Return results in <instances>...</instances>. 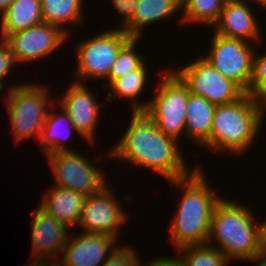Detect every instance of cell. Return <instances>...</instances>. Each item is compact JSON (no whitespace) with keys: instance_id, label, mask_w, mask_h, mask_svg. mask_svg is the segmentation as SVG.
I'll return each instance as SVG.
<instances>
[{"instance_id":"20","label":"cell","mask_w":266,"mask_h":266,"mask_svg":"<svg viewBox=\"0 0 266 266\" xmlns=\"http://www.w3.org/2000/svg\"><path fill=\"white\" fill-rule=\"evenodd\" d=\"M2 16V17H1ZM1 39L43 23L41 0H16L0 15Z\"/></svg>"},{"instance_id":"22","label":"cell","mask_w":266,"mask_h":266,"mask_svg":"<svg viewBox=\"0 0 266 266\" xmlns=\"http://www.w3.org/2000/svg\"><path fill=\"white\" fill-rule=\"evenodd\" d=\"M147 64L144 62L138 69L130 71L126 75L115 79L109 87L113 92L107 93V101L113 102L116 97L127 98L132 100L131 112H144L149 104L148 100L145 102H138L139 95L145 90V83H147L148 71ZM114 96H113V95ZM147 101V102H146Z\"/></svg>"},{"instance_id":"15","label":"cell","mask_w":266,"mask_h":266,"mask_svg":"<svg viewBox=\"0 0 266 266\" xmlns=\"http://www.w3.org/2000/svg\"><path fill=\"white\" fill-rule=\"evenodd\" d=\"M68 232L66 225L39 206L33 215L31 232L33 255L31 258L43 260L49 264H56L57 261L52 258L62 253L69 237Z\"/></svg>"},{"instance_id":"3","label":"cell","mask_w":266,"mask_h":266,"mask_svg":"<svg viewBox=\"0 0 266 266\" xmlns=\"http://www.w3.org/2000/svg\"><path fill=\"white\" fill-rule=\"evenodd\" d=\"M254 216L251 207L222 198L214 208L207 243L215 239L219 245L214 247L230 262L260 257V224Z\"/></svg>"},{"instance_id":"37","label":"cell","mask_w":266,"mask_h":266,"mask_svg":"<svg viewBox=\"0 0 266 266\" xmlns=\"http://www.w3.org/2000/svg\"><path fill=\"white\" fill-rule=\"evenodd\" d=\"M240 1H249L250 3L255 2V4H256V3H258L259 0H240Z\"/></svg>"},{"instance_id":"21","label":"cell","mask_w":266,"mask_h":266,"mask_svg":"<svg viewBox=\"0 0 266 266\" xmlns=\"http://www.w3.org/2000/svg\"><path fill=\"white\" fill-rule=\"evenodd\" d=\"M55 106L57 105L53 102V104H51L52 109L50 112L48 111L45 118L39 138L43 152L45 151L44 154L46 155L60 151H72L71 148L65 146L67 145L65 142L66 140L68 141L71 132L76 131V133H78L70 120L69 114L62 107L60 108L63 113L57 114V111L55 113ZM52 110L54 111L52 112ZM65 128H67V130Z\"/></svg>"},{"instance_id":"26","label":"cell","mask_w":266,"mask_h":266,"mask_svg":"<svg viewBox=\"0 0 266 266\" xmlns=\"http://www.w3.org/2000/svg\"><path fill=\"white\" fill-rule=\"evenodd\" d=\"M139 40L140 38H131L121 48L107 78V84L103 83V87L107 89L115 79L138 69L146 61V57L137 54L138 51L135 49Z\"/></svg>"},{"instance_id":"12","label":"cell","mask_w":266,"mask_h":266,"mask_svg":"<svg viewBox=\"0 0 266 266\" xmlns=\"http://www.w3.org/2000/svg\"><path fill=\"white\" fill-rule=\"evenodd\" d=\"M67 38L68 35L59 27L43 22L9 34L4 40L10 45L16 62L25 64L47 57L58 50Z\"/></svg>"},{"instance_id":"14","label":"cell","mask_w":266,"mask_h":266,"mask_svg":"<svg viewBox=\"0 0 266 266\" xmlns=\"http://www.w3.org/2000/svg\"><path fill=\"white\" fill-rule=\"evenodd\" d=\"M85 83L74 81L62 96L60 105L70 117L72 124L85 140L93 142L95 128L99 119V108L104 105L97 103Z\"/></svg>"},{"instance_id":"31","label":"cell","mask_w":266,"mask_h":266,"mask_svg":"<svg viewBox=\"0 0 266 266\" xmlns=\"http://www.w3.org/2000/svg\"><path fill=\"white\" fill-rule=\"evenodd\" d=\"M177 257H159L154 260L152 259V261H150L149 263H147V265L144 266H184L183 261L180 259V257Z\"/></svg>"},{"instance_id":"5","label":"cell","mask_w":266,"mask_h":266,"mask_svg":"<svg viewBox=\"0 0 266 266\" xmlns=\"http://www.w3.org/2000/svg\"><path fill=\"white\" fill-rule=\"evenodd\" d=\"M46 87L43 84L27 83L9 88L6 106L15 142L29 140L32 136H37L39 141L49 111L47 107L54 101L49 98L50 92Z\"/></svg>"},{"instance_id":"1","label":"cell","mask_w":266,"mask_h":266,"mask_svg":"<svg viewBox=\"0 0 266 266\" xmlns=\"http://www.w3.org/2000/svg\"><path fill=\"white\" fill-rule=\"evenodd\" d=\"M131 114L123 137L108 152L110 158L147 167L167 181L187 177L194 171L185 164L177 140L164 135L145 112Z\"/></svg>"},{"instance_id":"24","label":"cell","mask_w":266,"mask_h":266,"mask_svg":"<svg viewBox=\"0 0 266 266\" xmlns=\"http://www.w3.org/2000/svg\"><path fill=\"white\" fill-rule=\"evenodd\" d=\"M227 0H181L184 23L204 24L213 27L218 21Z\"/></svg>"},{"instance_id":"32","label":"cell","mask_w":266,"mask_h":266,"mask_svg":"<svg viewBox=\"0 0 266 266\" xmlns=\"http://www.w3.org/2000/svg\"><path fill=\"white\" fill-rule=\"evenodd\" d=\"M260 252L261 256L266 257V220L260 224Z\"/></svg>"},{"instance_id":"17","label":"cell","mask_w":266,"mask_h":266,"mask_svg":"<svg viewBox=\"0 0 266 266\" xmlns=\"http://www.w3.org/2000/svg\"><path fill=\"white\" fill-rule=\"evenodd\" d=\"M86 196L54 185L39 206L68 228L78 225Z\"/></svg>"},{"instance_id":"23","label":"cell","mask_w":266,"mask_h":266,"mask_svg":"<svg viewBox=\"0 0 266 266\" xmlns=\"http://www.w3.org/2000/svg\"><path fill=\"white\" fill-rule=\"evenodd\" d=\"M84 0H41L43 22L59 27L66 34L69 32L62 27L65 24L76 25L82 23Z\"/></svg>"},{"instance_id":"6","label":"cell","mask_w":266,"mask_h":266,"mask_svg":"<svg viewBox=\"0 0 266 266\" xmlns=\"http://www.w3.org/2000/svg\"><path fill=\"white\" fill-rule=\"evenodd\" d=\"M163 74L157 92L149 100L144 112L164 135L179 141L186 131V108L190 91L172 70L164 71Z\"/></svg>"},{"instance_id":"36","label":"cell","mask_w":266,"mask_h":266,"mask_svg":"<svg viewBox=\"0 0 266 266\" xmlns=\"http://www.w3.org/2000/svg\"><path fill=\"white\" fill-rule=\"evenodd\" d=\"M257 4H259V6H262L266 10V0H259Z\"/></svg>"},{"instance_id":"27","label":"cell","mask_w":266,"mask_h":266,"mask_svg":"<svg viewBox=\"0 0 266 266\" xmlns=\"http://www.w3.org/2000/svg\"><path fill=\"white\" fill-rule=\"evenodd\" d=\"M253 56V72L249 84V94L266 106V52Z\"/></svg>"},{"instance_id":"19","label":"cell","mask_w":266,"mask_h":266,"mask_svg":"<svg viewBox=\"0 0 266 266\" xmlns=\"http://www.w3.org/2000/svg\"><path fill=\"white\" fill-rule=\"evenodd\" d=\"M180 9L181 0H138L131 21L122 30L131 38L141 39L144 27L172 17Z\"/></svg>"},{"instance_id":"18","label":"cell","mask_w":266,"mask_h":266,"mask_svg":"<svg viewBox=\"0 0 266 266\" xmlns=\"http://www.w3.org/2000/svg\"><path fill=\"white\" fill-rule=\"evenodd\" d=\"M216 106L203 96L189 94L185 138L210 148V134Z\"/></svg>"},{"instance_id":"28","label":"cell","mask_w":266,"mask_h":266,"mask_svg":"<svg viewBox=\"0 0 266 266\" xmlns=\"http://www.w3.org/2000/svg\"><path fill=\"white\" fill-rule=\"evenodd\" d=\"M132 248L133 247L130 246L118 247V249L107 258L103 266H140V258H137V253Z\"/></svg>"},{"instance_id":"30","label":"cell","mask_w":266,"mask_h":266,"mask_svg":"<svg viewBox=\"0 0 266 266\" xmlns=\"http://www.w3.org/2000/svg\"><path fill=\"white\" fill-rule=\"evenodd\" d=\"M115 9L121 14L123 20L120 22L122 25L118 26L119 29H123L132 19L133 13L138 5V0H111Z\"/></svg>"},{"instance_id":"29","label":"cell","mask_w":266,"mask_h":266,"mask_svg":"<svg viewBox=\"0 0 266 266\" xmlns=\"http://www.w3.org/2000/svg\"><path fill=\"white\" fill-rule=\"evenodd\" d=\"M17 62L14 58V54L10 45L4 40L1 39L0 42V92L4 89V84L6 75L10 73L13 65H16Z\"/></svg>"},{"instance_id":"8","label":"cell","mask_w":266,"mask_h":266,"mask_svg":"<svg viewBox=\"0 0 266 266\" xmlns=\"http://www.w3.org/2000/svg\"><path fill=\"white\" fill-rule=\"evenodd\" d=\"M172 71L191 94L203 96L215 106L233 103L245 94L235 82L223 76L203 57Z\"/></svg>"},{"instance_id":"7","label":"cell","mask_w":266,"mask_h":266,"mask_svg":"<svg viewBox=\"0 0 266 266\" xmlns=\"http://www.w3.org/2000/svg\"><path fill=\"white\" fill-rule=\"evenodd\" d=\"M130 39L122 29L113 28L80 42L75 49L78 58L76 82L84 83L87 78L107 80L118 53Z\"/></svg>"},{"instance_id":"35","label":"cell","mask_w":266,"mask_h":266,"mask_svg":"<svg viewBox=\"0 0 266 266\" xmlns=\"http://www.w3.org/2000/svg\"><path fill=\"white\" fill-rule=\"evenodd\" d=\"M245 261H255L257 262L256 266H266V257L260 256V257H256L254 259H250V260H245Z\"/></svg>"},{"instance_id":"9","label":"cell","mask_w":266,"mask_h":266,"mask_svg":"<svg viewBox=\"0 0 266 266\" xmlns=\"http://www.w3.org/2000/svg\"><path fill=\"white\" fill-rule=\"evenodd\" d=\"M75 150L46 155L49 159L54 185L82 193L85 196L100 192L106 185L105 175ZM104 175V176H103Z\"/></svg>"},{"instance_id":"34","label":"cell","mask_w":266,"mask_h":266,"mask_svg":"<svg viewBox=\"0 0 266 266\" xmlns=\"http://www.w3.org/2000/svg\"><path fill=\"white\" fill-rule=\"evenodd\" d=\"M32 262V263H31ZM31 262L25 266H49L50 264L43 260H35L31 258Z\"/></svg>"},{"instance_id":"13","label":"cell","mask_w":266,"mask_h":266,"mask_svg":"<svg viewBox=\"0 0 266 266\" xmlns=\"http://www.w3.org/2000/svg\"><path fill=\"white\" fill-rule=\"evenodd\" d=\"M76 235L68 237L57 266H103L120 246L116 245V237L107 234L83 231Z\"/></svg>"},{"instance_id":"25","label":"cell","mask_w":266,"mask_h":266,"mask_svg":"<svg viewBox=\"0 0 266 266\" xmlns=\"http://www.w3.org/2000/svg\"><path fill=\"white\" fill-rule=\"evenodd\" d=\"M177 252L184 266H227L230 262L211 243L184 246Z\"/></svg>"},{"instance_id":"11","label":"cell","mask_w":266,"mask_h":266,"mask_svg":"<svg viewBox=\"0 0 266 266\" xmlns=\"http://www.w3.org/2000/svg\"><path fill=\"white\" fill-rule=\"evenodd\" d=\"M108 187L106 185L100 192L86 196L78 225L84 232L107 234L118 239L120 227L128 216Z\"/></svg>"},{"instance_id":"16","label":"cell","mask_w":266,"mask_h":266,"mask_svg":"<svg viewBox=\"0 0 266 266\" xmlns=\"http://www.w3.org/2000/svg\"><path fill=\"white\" fill-rule=\"evenodd\" d=\"M249 1L227 0L218 21L213 25L214 33L227 38L259 43L261 37L256 15Z\"/></svg>"},{"instance_id":"4","label":"cell","mask_w":266,"mask_h":266,"mask_svg":"<svg viewBox=\"0 0 266 266\" xmlns=\"http://www.w3.org/2000/svg\"><path fill=\"white\" fill-rule=\"evenodd\" d=\"M265 110L266 106L248 93L233 103L216 106L210 134L212 151L245 154L259 135Z\"/></svg>"},{"instance_id":"33","label":"cell","mask_w":266,"mask_h":266,"mask_svg":"<svg viewBox=\"0 0 266 266\" xmlns=\"http://www.w3.org/2000/svg\"><path fill=\"white\" fill-rule=\"evenodd\" d=\"M14 1L16 0H0V15L3 14Z\"/></svg>"},{"instance_id":"10","label":"cell","mask_w":266,"mask_h":266,"mask_svg":"<svg viewBox=\"0 0 266 266\" xmlns=\"http://www.w3.org/2000/svg\"><path fill=\"white\" fill-rule=\"evenodd\" d=\"M210 54L203 58L223 76L235 82L249 94V84L253 72L255 47L244 40L227 38L213 33Z\"/></svg>"},{"instance_id":"2","label":"cell","mask_w":266,"mask_h":266,"mask_svg":"<svg viewBox=\"0 0 266 266\" xmlns=\"http://www.w3.org/2000/svg\"><path fill=\"white\" fill-rule=\"evenodd\" d=\"M206 178L201 168L197 167L189 176L169 181L174 187L185 188L169 230V240L176 250L208 242L214 208L224 197H219L212 190Z\"/></svg>"}]
</instances>
